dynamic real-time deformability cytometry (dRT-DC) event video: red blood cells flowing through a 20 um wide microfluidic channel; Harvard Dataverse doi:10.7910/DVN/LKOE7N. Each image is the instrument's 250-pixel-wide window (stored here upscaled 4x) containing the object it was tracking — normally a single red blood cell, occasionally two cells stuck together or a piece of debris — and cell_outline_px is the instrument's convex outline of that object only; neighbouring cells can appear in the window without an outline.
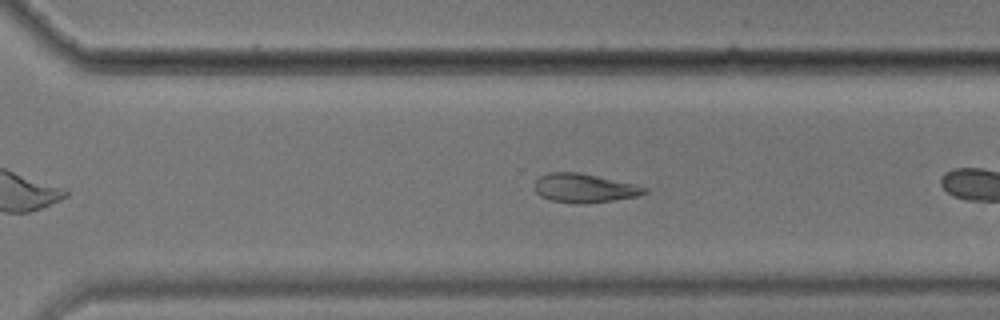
{"species": "common noctule bat (a hibernating species)", "species_latin": "Nyctalus noctula", "temperature_condition": "cold", "stored_images_in_passage": 34, "camera_frame_rate_fps": 3000, "um_per_image_px": 0.085, "animal": {"sex": "male", "body_mass_g": 17.9}, "frame": {"image": 1, "passage_image": 29, "time_ms": 9.333, "image_size_px": [1000, 320], "cell_outline_px": [[648, 192], [640, 196], [612, 200], [580, 204], [552, 200], [540, 196], [536, 192], [536, 180], [540, 176], [548, 172], [576, 172], [596, 176], [632, 184], [648, 188]], "centroid_in_image_um": [49.67, 15.99], "position_along_channel_um": 320.9, "area_um2": 18.15}}